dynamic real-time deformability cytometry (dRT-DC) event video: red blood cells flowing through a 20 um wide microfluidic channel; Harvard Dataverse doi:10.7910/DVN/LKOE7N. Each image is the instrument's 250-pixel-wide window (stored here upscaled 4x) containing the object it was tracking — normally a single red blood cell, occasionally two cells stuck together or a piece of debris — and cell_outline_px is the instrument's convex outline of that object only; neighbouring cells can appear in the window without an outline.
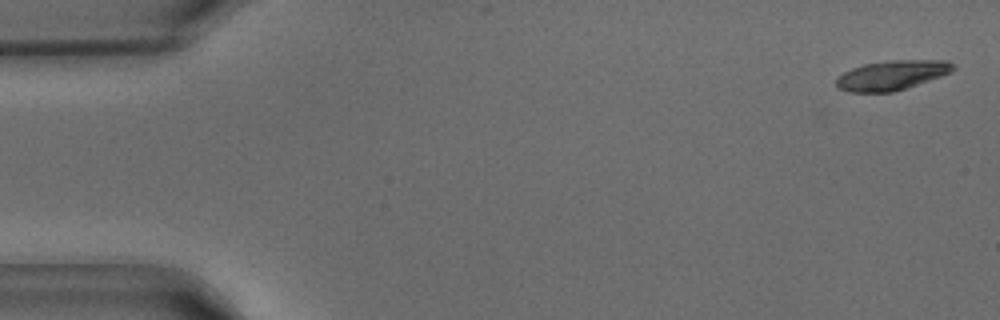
{"species": "common noctule bat (a hibernating species)", "species_latin": "Nyctalus noctula", "temperature_condition": "warm", "stored_images_in_passage": 41, "camera_frame_rate_fps": 3000, "um_per_image_px": 0.085, "animal": {"sex": "male", "body_mass_g": 15.6}, "frame": {"image": 1, "passage_image": 1, "time_ms": 0.0, "image_size_px": [1000, 320], "cell_outline_px": [[956, 68], [940, 76], [892, 92], [848, 92], [836, 88], [836, 80], [844, 72], [852, 68], [864, 64], [892, 60], [948, 60], [956, 64]], "centroid_in_image_um": [75.79, 6.38], "position_along_channel_um": 9.2, "area_um2": 19.94}}
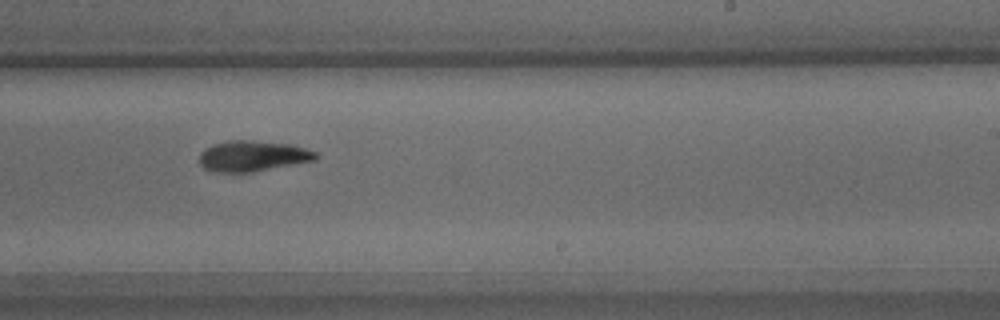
{"frame": {"image": 2, "passage_image": 25, "time_ms": 8.0, "image_size_px": [1000, 320], "cell_outline_px": [[316, 160], [252, 172], [216, 172], [204, 168], [200, 164], [200, 152], [204, 148], [212, 144], [228, 140], [248, 140], [292, 144], [316, 152]], "centroid_in_image_um": [21.44, 13.25], "position_along_channel_um": 267.6, "area_um2": 20.81}}
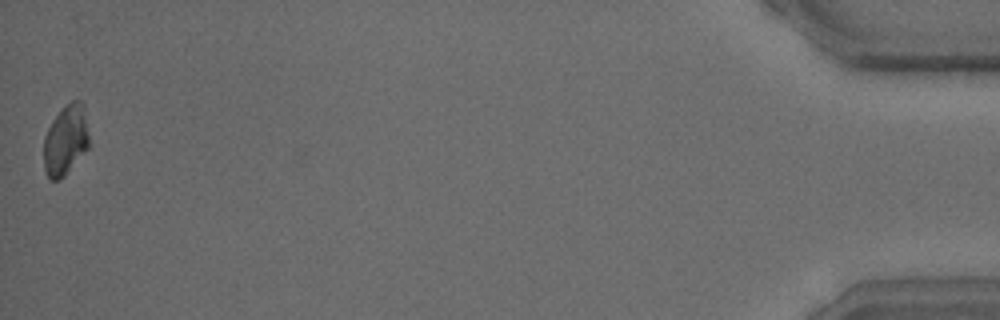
{"frame": {"image": 3, "passage_image": 41, "time_ms": 13.333, "image_size_px": [1000, 320], "cell_outline_px": [[88, 148], [64, 176], [60, 180], [52, 180], [44, 172], [44, 136], [52, 120], [72, 100], [80, 100], [84, 104], [88, 136]], "centroid_in_image_um": [5.57, 11.93], "position_along_channel_um": 429.6, "area_um2": 18.32}}